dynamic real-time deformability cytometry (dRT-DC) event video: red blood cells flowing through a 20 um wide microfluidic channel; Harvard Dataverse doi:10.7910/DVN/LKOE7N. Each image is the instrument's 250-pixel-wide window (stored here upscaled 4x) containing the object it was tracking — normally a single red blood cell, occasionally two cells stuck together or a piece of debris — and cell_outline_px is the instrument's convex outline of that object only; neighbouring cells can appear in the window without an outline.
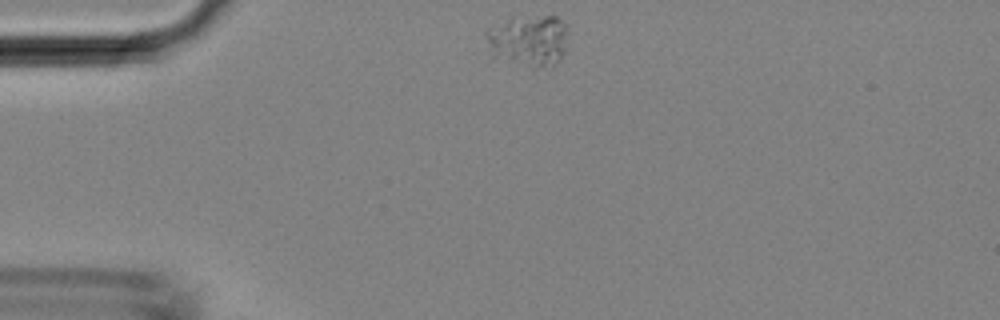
{"species": "Egyptian fruit bat (a non-hibernating species)", "species_latin": "Rousettus aegyptiacus", "temperature_condition": "room temperature", "stored_images_in_passage": 37, "camera_frame_rate_fps": 3000, "um_per_image_px": 0.085, "animal": {"sex": "female"}, "frame": {"image": 1, "passage_image": 1, "time_ms": 0.0, "image_size_px": [1000, 320], "cell_outline_px": [[568, 32], [564, 52], [560, 60], [552, 68], [532, 72], [488, 60], [488, 28], [508, 16], [556, 16], [564, 20], [568, 28]], "centroid_in_image_um": [44.87, 3.57], "position_along_channel_um": 40.1, "area_um2": 27.17}}
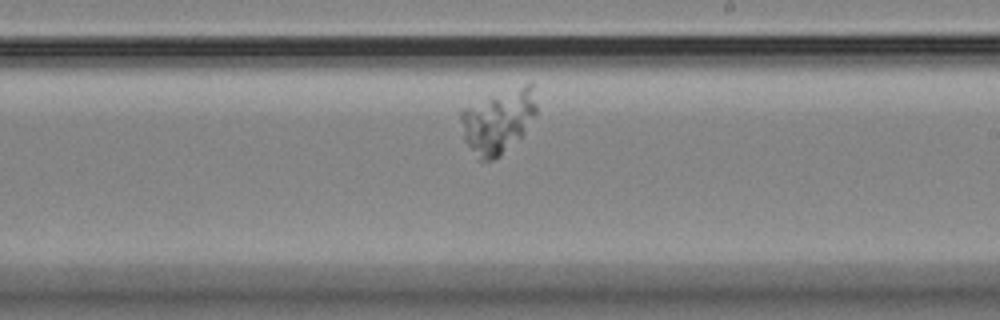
{"frame": {"image": 2, "passage_image": 18, "time_ms": 5.667, "image_size_px": [1000, 320], "cell_outline_px": [[536, 112], [520, 136], [500, 156], [492, 160], [476, 160], [464, 140], [460, 116], [460, 112], [464, 108], [488, 96], [532, 80], [536, 104]], "centroid_in_image_um": [42.32, 10.27], "position_along_channel_um": 246.7, "area_um2": 28.26}}
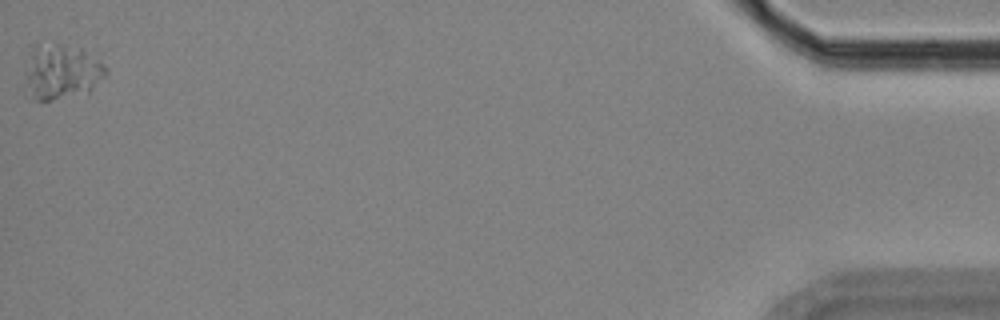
{"frame": {"image": 3, "passage_image": 37, "time_ms": 12.0, "image_size_px": [1000, 320], "cell_outline_px": [[108, 76], [88, 92], [52, 100], [36, 100], [32, 96], [24, 76], [24, 72], [32, 44], [36, 40], [108, 48]], "centroid_in_image_um": [5.46, 5.9], "position_along_channel_um": 429.7, "area_um2": 29.02}}